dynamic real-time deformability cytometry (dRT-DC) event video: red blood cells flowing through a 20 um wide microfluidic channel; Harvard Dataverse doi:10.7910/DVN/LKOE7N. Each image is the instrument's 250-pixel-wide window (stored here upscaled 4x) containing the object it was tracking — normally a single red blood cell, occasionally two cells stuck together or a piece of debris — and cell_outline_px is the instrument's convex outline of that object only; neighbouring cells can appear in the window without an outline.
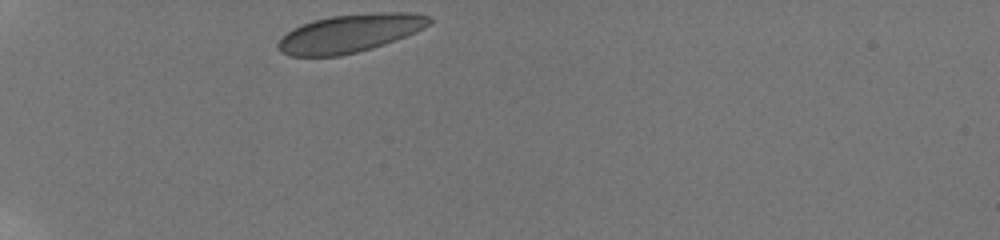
{"species": "human", "species_latin": "Homo sapiens", "temperature_condition": "room temperature", "stored_images_in_passage": 29, "camera_frame_rate_fps": 3000, "um_per_image_px": 0.085, "donor": {"sex": "male"}, "frame": {"image": 1, "passage_image": 1, "time_ms": 0.0, "image_size_px": [1000, 240], "cell_outline_px": [[432, 20], [424, 28], [416, 32], [396, 40], [372, 48], [340, 56], [292, 56], [280, 52], [276, 48], [276, 44], [292, 28], [300, 24], [312, 20], [332, 16], [376, 12], [416, 12], [428, 16]], "centroid_in_image_um": [29.73, 2.82], "position_along_channel_um": 55.3, "area_um2": 33.7}}
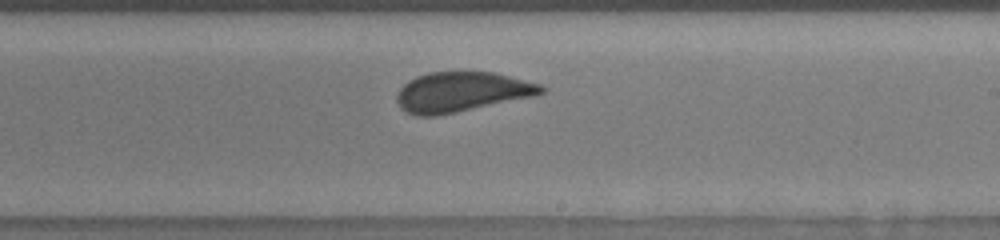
{"frame": {"image": 2, "passage_image": 16, "time_ms": 5.0, "image_size_px": [1000, 240], "cell_outline_px": [[544, 92], [532, 96], [456, 112], [436, 116], [416, 116], [400, 108], [396, 100], [396, 96], [400, 88], [408, 80], [416, 76], [428, 72], [492, 72], [540, 84], [544, 88]], "centroid_in_image_um": [39.16, 7.81], "position_along_channel_um": 249.8, "area_um2": 33.18}}
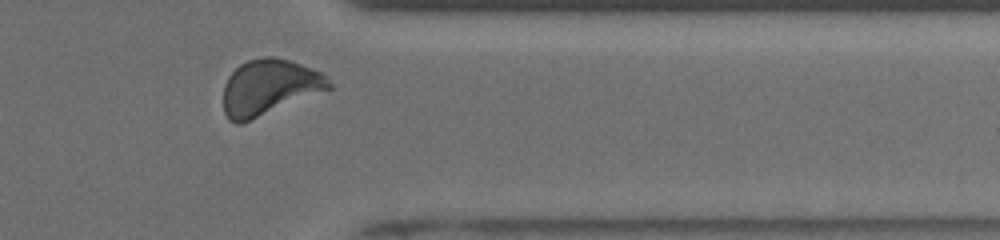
{"frame": {"image": 3, "passage_image": 26, "time_ms": 8.333, "image_size_px": [1000, 240], "cell_outline_px": [[332, 88], [240, 124], [236, 124], [228, 120], [224, 112], [224, 84], [228, 76], [240, 64], [248, 60], [264, 56], [272, 56], [288, 60], [300, 64], [320, 72], [332, 84]], "centroid_in_image_um": [22.84, 7.42], "position_along_channel_um": 388.6, "area_um2": 33.87}, "authors_computed_cell_mechanics": {"area_um2": 33.813, "velocity_mm_per_s": 3.827, "shape_relaxation_time_tau1_ms": 7.671, "shape_relaxation_time_tau2_ms": null, "deformation_change_tau1": 0.0915, "deformation_change_tau2": null}}